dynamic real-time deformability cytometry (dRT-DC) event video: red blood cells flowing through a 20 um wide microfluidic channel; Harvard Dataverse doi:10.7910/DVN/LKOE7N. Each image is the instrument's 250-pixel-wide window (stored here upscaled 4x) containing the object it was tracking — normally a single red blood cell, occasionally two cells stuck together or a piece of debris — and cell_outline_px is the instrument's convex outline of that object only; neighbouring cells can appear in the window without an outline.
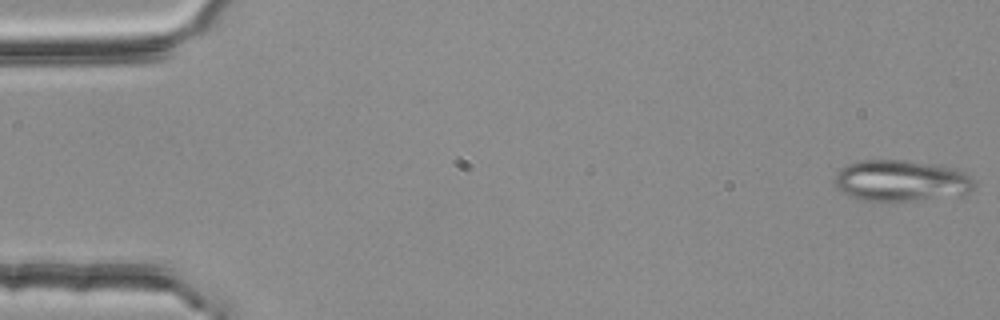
{"species": "common noctule bat (a hibernating species)", "species_latin": "Nyctalus noctula", "temperature_condition": "room temperature", "stored_images_in_passage": 54, "segment_of_instrument_passage": [1, 2], "camera_frame_rate_fps": 3000, "um_per_image_px": 0.085, "animal": {"sex": "female", "body_mass_g": 25.1}, "frame": {"image": 1, "passage_image": 1, "time_ms": 0.0, "image_size_px": [1000, 320], "cell_outline_px": [[976, 184], [968, 192], [916, 200], [864, 200], [840, 192], [836, 188], [832, 180], [836, 172], [840, 168], [848, 164], [860, 160], [904, 160], [936, 164], [956, 168], [964, 172], [976, 180]], "centroid_in_image_um": [76.54, 15.32], "position_along_channel_um": 8.5, "area_um2": 33.41}}